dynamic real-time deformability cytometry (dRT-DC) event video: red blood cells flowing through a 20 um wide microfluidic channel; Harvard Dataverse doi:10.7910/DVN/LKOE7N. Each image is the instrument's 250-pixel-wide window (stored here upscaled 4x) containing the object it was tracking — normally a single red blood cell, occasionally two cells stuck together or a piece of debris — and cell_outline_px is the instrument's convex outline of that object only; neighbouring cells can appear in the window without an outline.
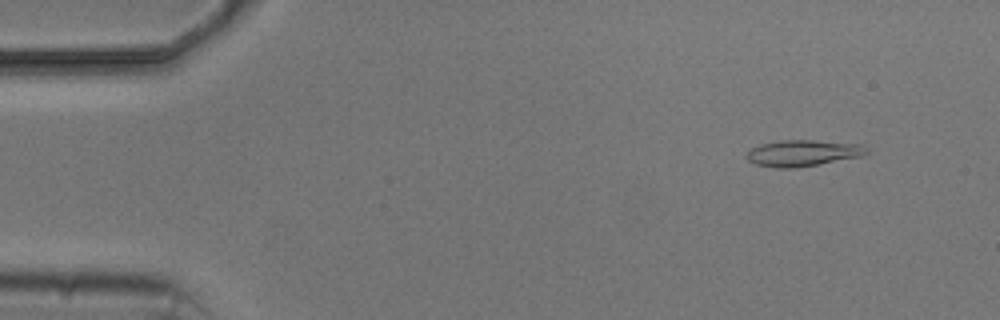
{"species": "common noctule bat (a hibernating species)", "species_latin": "Nyctalus noctula", "temperature_condition": "cold", "stored_images_in_passage": 5, "camera_frame_rate_fps": 3000, "um_per_image_px": 0.085, "animal": {"sex": "male", "body_mass_g": 20.5, "forearm_length_mm": 52.5}, "frame": {"image": 1, "passage_image": 2, "time_ms": 1.333, "image_size_px": [1000, 320], "cell_outline_px": [[868, 152], [860, 156], [816, 164], [792, 168], [776, 168], [756, 164], [748, 160], [744, 156], [752, 148], [760, 144], [780, 140], [812, 140], [860, 144], [868, 148]], "centroid_in_image_um": [68.2, 13.0], "position_along_channel_um": 16.8, "area_um2": 18.09}}
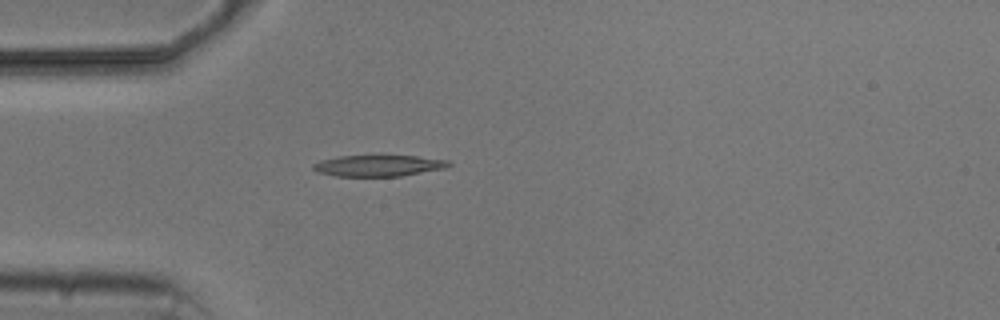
{"frame": {"image": 2, "passage_image": 5, "time_ms": 4.667, "image_size_px": [1000, 320], "cell_outline_px": [[452, 164], [444, 168], [400, 176], [336, 176], [316, 172], [312, 168], [312, 164], [320, 160], [340, 156], [380, 152], [416, 156], [448, 160]], "centroid_in_image_um": [32.13, 14.02], "position_along_channel_um": 52.9, "area_um2": 17.74}}